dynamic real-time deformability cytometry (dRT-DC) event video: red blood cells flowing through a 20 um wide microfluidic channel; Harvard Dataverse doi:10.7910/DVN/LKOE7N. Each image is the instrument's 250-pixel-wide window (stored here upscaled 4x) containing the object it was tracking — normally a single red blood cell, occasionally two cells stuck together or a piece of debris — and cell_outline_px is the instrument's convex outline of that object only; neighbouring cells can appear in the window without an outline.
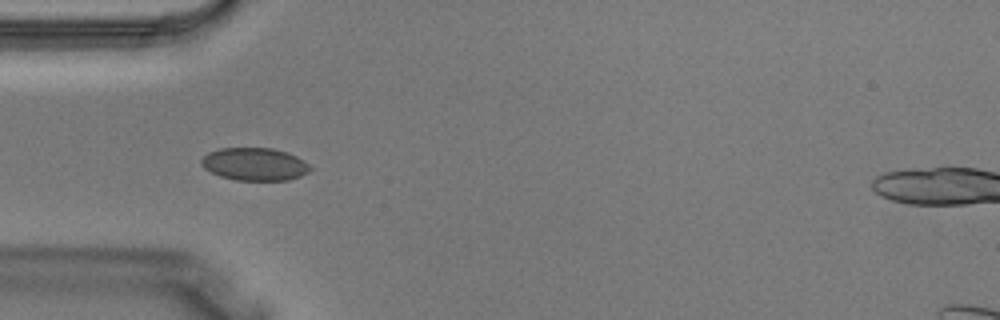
{"species": "Egyptian fruit bat (a non-hibernating species)", "species_latin": "Rousettus aegyptiacus", "temperature_condition": "warm", "stored_images_in_passage": 5, "camera_frame_rate_fps": 3000, "um_per_image_px": 0.085, "animal": {"sex": "male"}, "frame": {"image": 1, "passage_image": 4, "time_ms": 1.0, "image_size_px": [1000, 320], "cell_outline_px": [[312, 168], [308, 172], [300, 176], [288, 180], [236, 180], [220, 176], [204, 168], [200, 164], [200, 160], [208, 152], [220, 148], [272, 148], [288, 152], [304, 160]], "centroid_in_image_um": [21.64, 13.95], "position_along_channel_um": 63.4, "area_um2": 20.81}}